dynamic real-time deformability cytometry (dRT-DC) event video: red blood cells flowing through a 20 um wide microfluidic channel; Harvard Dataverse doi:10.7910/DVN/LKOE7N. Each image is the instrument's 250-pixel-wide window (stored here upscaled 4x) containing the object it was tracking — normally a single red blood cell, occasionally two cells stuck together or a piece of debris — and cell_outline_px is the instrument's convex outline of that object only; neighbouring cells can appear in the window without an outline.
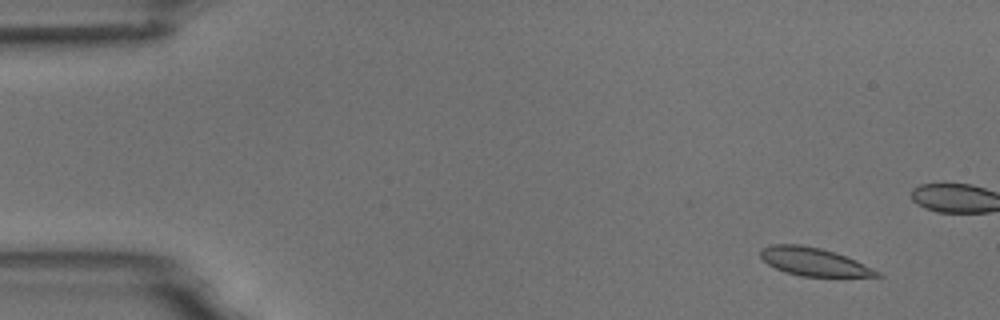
{"species": "common noctule bat (a hibernating species)", "species_latin": "Nyctalus noctula", "temperature_condition": "room temperature", "stored_images_in_passage": 6, "camera_frame_rate_fps": 3000, "um_per_image_px": 0.085, "animal": {"sex": "male", "body_mass_g": 18.8}, "frame": {"image": 1, "passage_image": 2, "time_ms": 1.0, "image_size_px": [1000, 320], "cell_outline_px": [[884, 276], [800, 276], [784, 272], [768, 264], [760, 256], [760, 252], [764, 248], [772, 244], [800, 244], [820, 248], [836, 252], [856, 260], [880, 272]], "centroid_in_image_um": [69.17, 22.24], "position_along_channel_um": 15.8, "area_um2": 18.9}}